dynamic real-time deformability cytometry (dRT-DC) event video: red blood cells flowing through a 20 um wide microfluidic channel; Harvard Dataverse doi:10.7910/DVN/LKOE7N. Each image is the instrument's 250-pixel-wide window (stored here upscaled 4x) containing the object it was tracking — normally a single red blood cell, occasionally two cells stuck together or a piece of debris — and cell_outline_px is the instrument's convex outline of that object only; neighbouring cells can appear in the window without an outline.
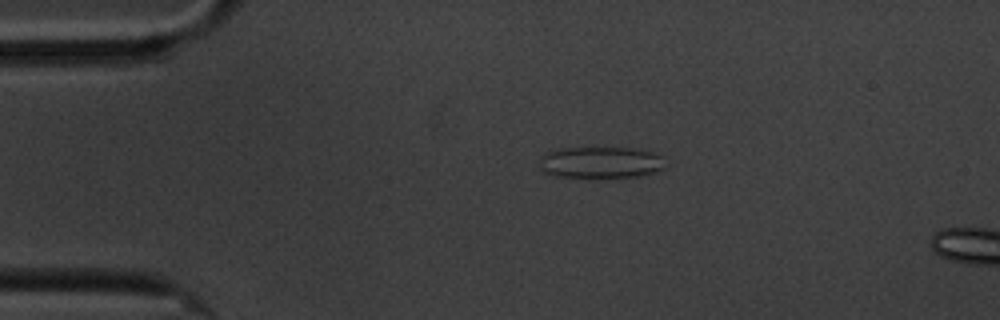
{"species": "common noctule bat (a hibernating species)", "species_latin": "Nyctalus noctula", "temperature_condition": "cold", "stored_images_in_passage": 4, "camera_frame_rate_fps": 3000, "um_per_image_px": 0.085, "animal": {"sex": "male", "body_mass_g": 20.1, "forearm_length_mm": 53.5}, "frame": {"image": 1, "passage_image": 3, "time_ms": 2.333, "image_size_px": [1000, 320], "cell_outline_px": [[664, 168], [656, 172], [640, 176], [596, 180], [552, 176], [544, 172], [540, 168], [540, 156], [544, 152], [560, 148], [628, 148], [652, 152], [664, 156]], "centroid_in_image_um": [51.02, 13.86], "position_along_channel_um": 34.0, "area_um2": 24.22}}